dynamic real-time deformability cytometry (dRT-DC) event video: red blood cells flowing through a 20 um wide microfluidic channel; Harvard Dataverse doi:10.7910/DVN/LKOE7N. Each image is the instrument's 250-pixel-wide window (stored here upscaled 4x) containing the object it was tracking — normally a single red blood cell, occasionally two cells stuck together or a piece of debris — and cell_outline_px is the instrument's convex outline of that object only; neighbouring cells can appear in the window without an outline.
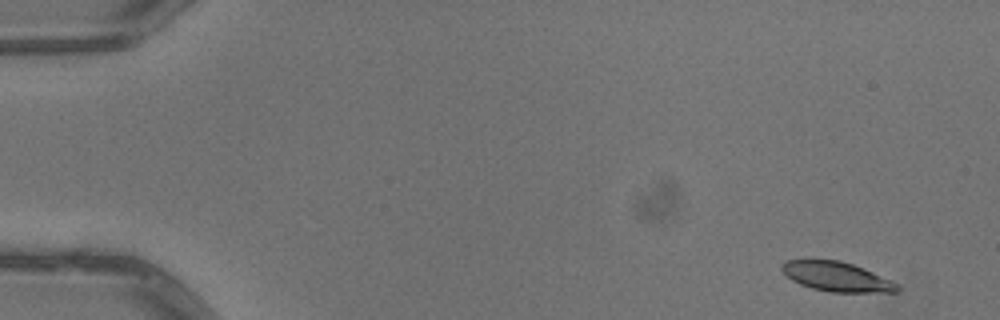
{"species": "common noctule bat (a hibernating species)", "species_latin": "Nyctalus noctula", "temperature_condition": "warm", "stored_images_in_passage": 6, "camera_frame_rate_fps": 3000, "um_per_image_px": 0.085, "animal": {"sex": "male", "body_mass_g": 13.3}, "frame": {"image": 1, "passage_image": 1, "time_ms": 0.0, "image_size_px": [1000, 320], "cell_outline_px": [[900, 292], [828, 292], [812, 288], [800, 284], [792, 280], [780, 268], [780, 264], [784, 260], [808, 256], [840, 260], [864, 268], [900, 284]], "centroid_in_image_um": [71.05, 23.46], "position_along_channel_um": 13.9, "area_um2": 20.75}}
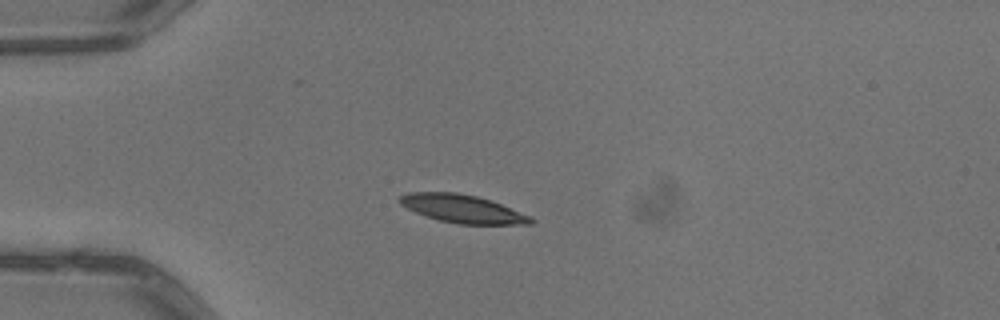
{"frame": {"image": 2, "passage_image": 4, "time_ms": 1.0, "image_size_px": [1000, 320], "cell_outline_px": [[536, 220], [532, 224], [460, 224], [440, 220], [416, 212], [400, 204], [400, 196], [408, 192], [456, 192], [476, 196], [500, 204], [528, 216]], "centroid_in_image_um": [39.29, 17.74], "position_along_channel_um": 45.7, "area_um2": 20.92}}
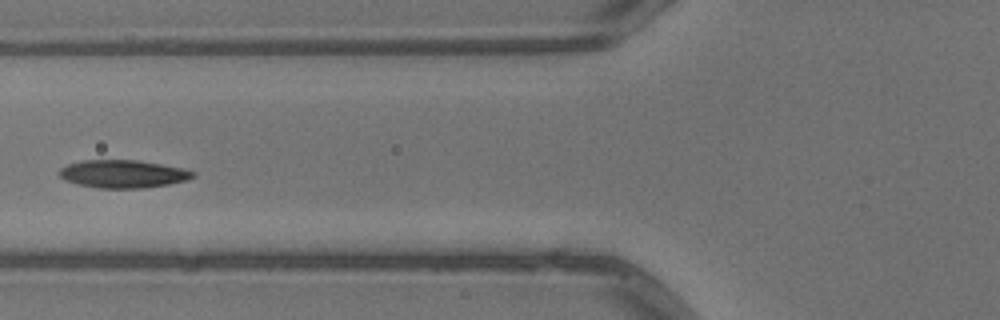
{"frame": {"image": 3, "passage_image": 6, "time_ms": 1.667, "image_size_px": [1000, 320], "cell_outline_px": [[196, 176], [188, 180], [168, 184], [144, 188], [100, 188], [76, 184], [64, 180], [60, 176], [60, 168], [68, 164], [84, 160], [136, 160], [160, 164], [180, 168], [196, 172]], "centroid_in_image_um": [10.45, 14.79], "position_along_channel_um": 115.3, "area_um2": 21.62}}